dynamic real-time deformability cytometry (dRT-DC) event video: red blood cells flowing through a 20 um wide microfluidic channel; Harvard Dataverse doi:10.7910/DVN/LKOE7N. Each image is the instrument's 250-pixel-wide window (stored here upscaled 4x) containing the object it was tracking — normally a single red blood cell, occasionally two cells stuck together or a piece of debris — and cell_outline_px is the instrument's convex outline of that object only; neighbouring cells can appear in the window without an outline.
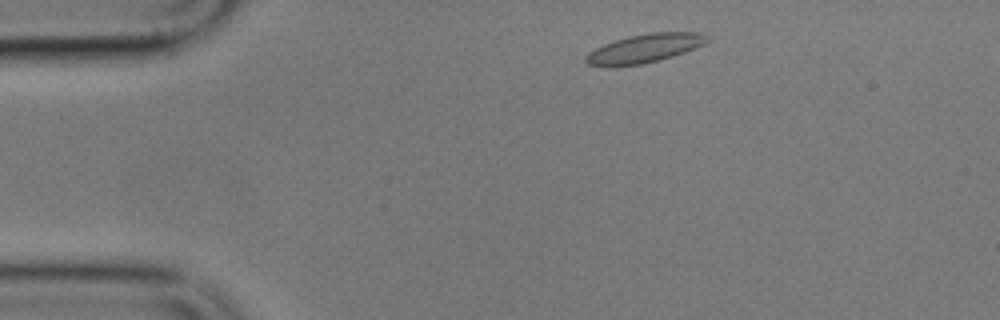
{"species": "common noctule bat (a hibernating species)", "species_latin": "Nyctalus noctula", "temperature_condition": "cold", "stored_images_in_passage": 4, "camera_frame_rate_fps": 3000, "um_per_image_px": 0.085, "animal": {"sex": "male", "body_mass_g": 17.9}, "frame": {"image": 1, "passage_image": 2, "time_ms": 1.0, "image_size_px": [1000, 320], "cell_outline_px": [[708, 40], [704, 44], [696, 48], [660, 60], [644, 64], [608, 68], [588, 64], [584, 60], [584, 56], [588, 52], [604, 44], [628, 36], [648, 32], [700, 32], [708, 36]], "centroid_in_image_um": [54.75, 4.13], "position_along_channel_um": 30.3, "area_um2": 20.63}}